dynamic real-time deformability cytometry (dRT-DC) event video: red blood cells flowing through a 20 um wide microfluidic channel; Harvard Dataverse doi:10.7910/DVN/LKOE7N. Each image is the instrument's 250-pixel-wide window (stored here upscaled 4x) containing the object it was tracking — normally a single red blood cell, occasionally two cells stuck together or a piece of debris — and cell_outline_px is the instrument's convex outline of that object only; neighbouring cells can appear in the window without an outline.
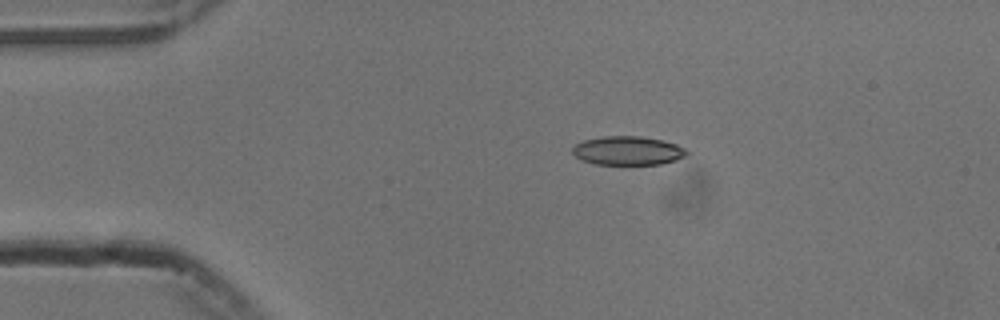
{"species": "common noctule bat (a hibernating species)", "species_latin": "Nyctalus noctula", "temperature_condition": "cold", "stored_images_in_passage": 45, "camera_frame_rate_fps": 3000, "um_per_image_px": 0.085, "animal": {"sex": "male", "body_mass_g": 13.3}, "frame": {"image": 1, "passage_image": 1, "time_ms": 0.0, "image_size_px": [1000, 320], "cell_outline_px": [[688, 152], [684, 156], [676, 160], [660, 164], [596, 164], [580, 160], [572, 152], [572, 148], [576, 144], [584, 140], [604, 136], [640, 136], [660, 140], [676, 144], [684, 148]], "centroid_in_image_um": [53.34, 12.81], "position_along_channel_um": 31.7, "area_um2": 19.02}}
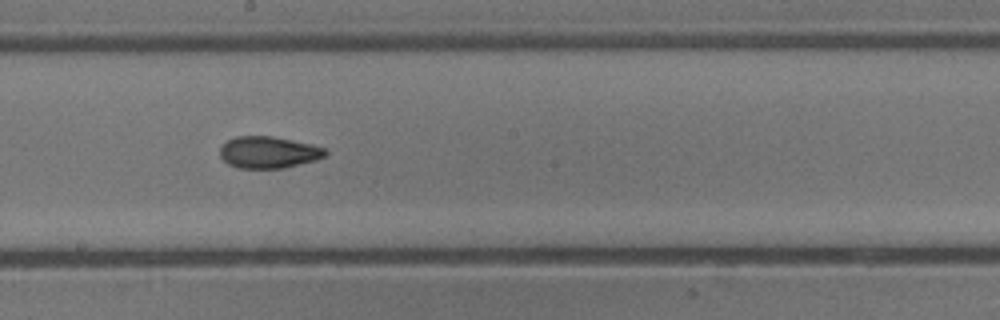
{"frame": {"image": 2, "passage_image": 20, "time_ms": 6.333, "image_size_px": [1000, 320], "cell_outline_px": [[328, 152], [324, 156], [316, 160], [284, 168], [236, 168], [228, 164], [220, 156], [220, 148], [228, 140], [236, 136], [272, 136], [312, 144], [324, 148]], "centroid_in_image_um": [22.82, 12.95], "position_along_channel_um": 225.4, "area_um2": 19.48}}
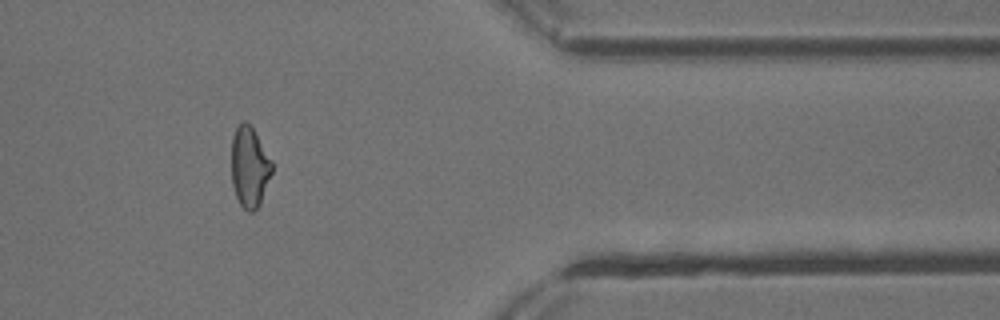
{"frame": {"image": 3, "passage_image": 35, "time_ms": 11.333, "image_size_px": [1000, 320], "cell_outline_px": [[272, 172], [260, 204], [252, 212], [248, 212], [240, 204], [236, 196], [232, 184], [232, 136], [236, 128], [244, 120], [252, 128], [272, 160]], "centroid_in_image_um": [21.21, 14.21], "position_along_channel_um": 390.2, "area_um2": 18.79}, "authors_computed_cell_mechanics": {"area_um2": 19.5364, "velocity_mm_per_s": 3.7753, "shape_relaxation_time_tau1_ms": 10.3576, "shape_relaxation_time_tau2_ms": 2.5074, "deformation_change_tau1": 0.2261, "deformation_change_tau2": 0.0897}}